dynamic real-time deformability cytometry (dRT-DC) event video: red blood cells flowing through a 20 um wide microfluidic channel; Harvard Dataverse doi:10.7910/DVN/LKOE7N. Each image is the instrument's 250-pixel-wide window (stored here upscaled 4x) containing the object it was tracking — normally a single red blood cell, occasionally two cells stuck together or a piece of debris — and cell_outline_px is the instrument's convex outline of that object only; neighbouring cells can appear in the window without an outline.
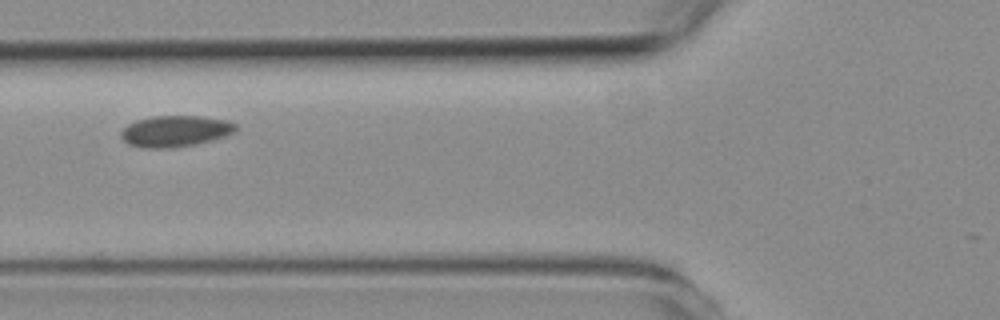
{"species": "common noctule bat (a hibernating species)", "species_latin": "Nyctalus noctula", "temperature_condition": "room temperature", "stored_images_in_passage": 11, "camera_frame_rate_fps": 3000, "um_per_image_px": 0.085, "animal": {"sex": "female", "body_mass_g": 19.3, "forearm_length_mm": 54.1}, "frame": {"image": 1, "passage_image": 2, "time_ms": 1.333, "image_size_px": [1000, 320], "cell_outline_px": [[236, 132], [212, 140], [196, 144], [176, 148], [144, 148], [128, 144], [120, 136], [120, 132], [128, 124], [136, 120], [152, 116], [196, 116], [228, 120], [236, 124]], "centroid_in_image_um": [14.89, 11.15], "position_along_channel_um": 110.9, "area_um2": 20.98}}
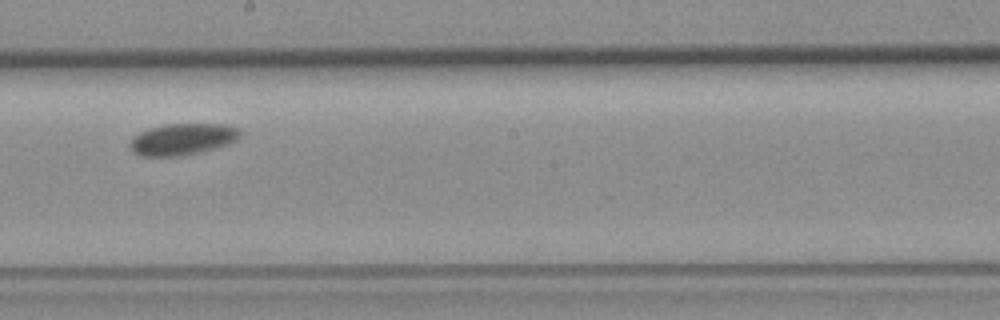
{"frame": {"image": 2, "passage_image": 5, "time_ms": 4.667, "image_size_px": [1000, 320], "cell_outline_px": [[244, 132], [236, 140], [228, 144], [216, 148], [180, 156], [140, 156], [132, 152], [128, 144], [132, 136], [148, 128], [164, 124], [224, 124], [240, 128]], "centroid_in_image_um": [15.5, 11.82], "position_along_channel_um": 232.7, "area_um2": 20.58}}
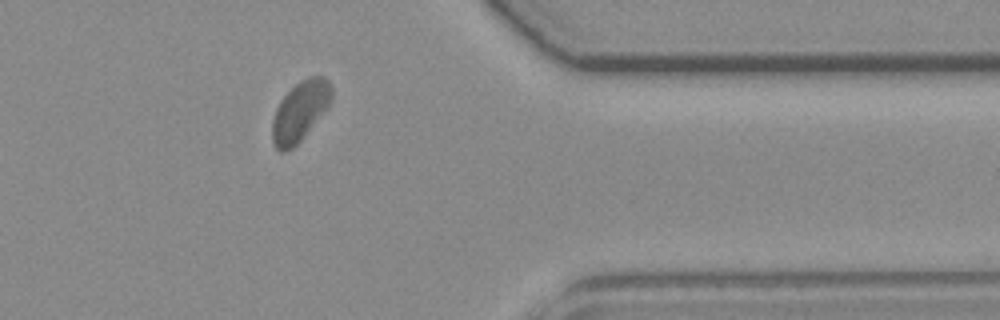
{"frame": {"image": 3, "passage_image": 9, "time_ms": 9.333, "image_size_px": [1000, 320], "cell_outline_px": [[332, 100], [304, 136], [292, 148], [284, 152], [280, 152], [276, 148], [272, 140], [272, 120], [276, 108], [280, 100], [300, 80], [308, 76], [324, 76], [328, 80], [332, 88]], "centroid_in_image_um": [25.49, 9.44], "position_along_channel_um": 385.9, "area_um2": 20.46}}